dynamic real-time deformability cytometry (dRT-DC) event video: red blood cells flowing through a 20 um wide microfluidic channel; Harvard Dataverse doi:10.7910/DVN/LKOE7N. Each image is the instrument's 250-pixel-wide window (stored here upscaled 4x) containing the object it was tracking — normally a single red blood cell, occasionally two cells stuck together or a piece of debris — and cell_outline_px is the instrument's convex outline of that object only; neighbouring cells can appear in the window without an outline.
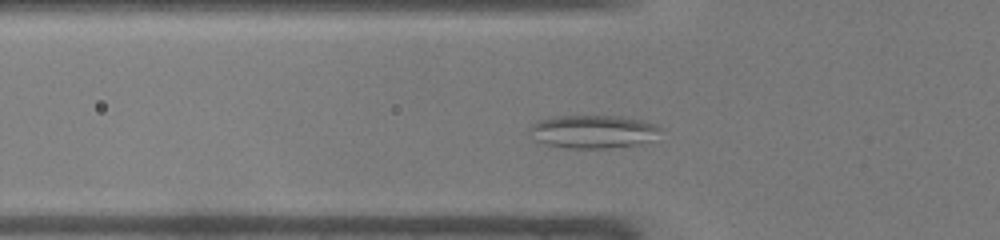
{"species": "common noctule bat (a hibernating species)", "species_latin": "Nyctalus noctula", "temperature_condition": "warm", "stored_images_in_passage": 39, "camera_frame_rate_fps": 3000, "um_per_image_px": 0.085, "animal": {"sex": "male", "body_mass_g": 19.0, "forearm_length_mm": 50.8}, "frame": {"image": 1, "passage_image": 8, "time_ms": 2.333, "image_size_px": [1000, 240], "cell_outline_px": [[664, 128], [648, 140], [640, 144], [608, 148], [568, 148], [548, 144], [532, 140], [528, 132], [528, 128], [536, 120], [556, 116], [620, 116], [644, 120], [656, 124]], "centroid_in_image_um": [50.36, 11.17], "position_along_channel_um": 75.4, "area_um2": 25.49}}
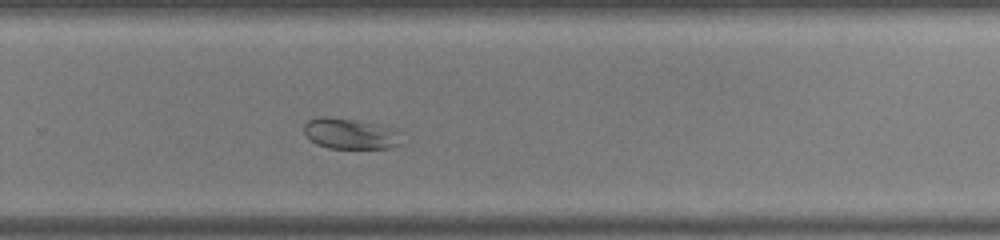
{"frame": {"image": 2, "passage_image": 24, "time_ms": 7.667, "image_size_px": [1000, 240], "cell_outline_px": [[404, 144], [392, 148], [328, 148], [316, 144], [304, 132], [304, 124], [308, 120], [316, 116], [328, 116], [356, 120], [404, 128]], "centroid_in_image_um": [29.95, 11.35], "position_along_channel_um": 299.8, "area_um2": 18.44}}
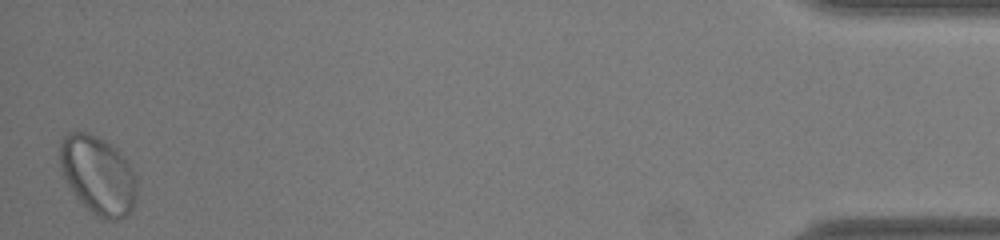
{"frame": {"image": 3, "passage_image": 39, "time_ms": 12.667, "image_size_px": [1000, 240], "cell_outline_px": [[136, 196], [132, 208], [120, 220], [104, 220], [96, 216], [76, 196], [68, 184], [64, 176], [60, 164], [60, 136], [68, 132], [88, 132], [112, 144], [128, 160], [132, 168], [136, 180]], "centroid_in_image_um": [8.33, 14.85], "position_along_channel_um": 426.9, "area_um2": 35.2}}